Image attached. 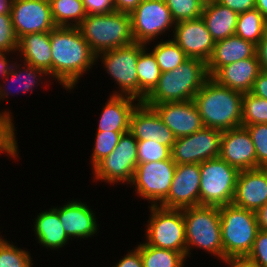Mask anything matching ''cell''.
<instances>
[{
  "instance_id": "b9f144b4",
  "label": "cell",
  "mask_w": 267,
  "mask_h": 267,
  "mask_svg": "<svg viewBox=\"0 0 267 267\" xmlns=\"http://www.w3.org/2000/svg\"><path fill=\"white\" fill-rule=\"evenodd\" d=\"M10 114H0V147H18L13 117Z\"/></svg>"
},
{
  "instance_id": "681fc988",
  "label": "cell",
  "mask_w": 267,
  "mask_h": 267,
  "mask_svg": "<svg viewBox=\"0 0 267 267\" xmlns=\"http://www.w3.org/2000/svg\"><path fill=\"white\" fill-rule=\"evenodd\" d=\"M143 0H113L116 12L131 14Z\"/></svg>"
},
{
  "instance_id": "d4e9b609",
  "label": "cell",
  "mask_w": 267,
  "mask_h": 267,
  "mask_svg": "<svg viewBox=\"0 0 267 267\" xmlns=\"http://www.w3.org/2000/svg\"><path fill=\"white\" fill-rule=\"evenodd\" d=\"M26 63L46 71L51 78L50 32L26 34L19 39L18 50Z\"/></svg>"
},
{
  "instance_id": "7bdbcfd3",
  "label": "cell",
  "mask_w": 267,
  "mask_h": 267,
  "mask_svg": "<svg viewBox=\"0 0 267 267\" xmlns=\"http://www.w3.org/2000/svg\"><path fill=\"white\" fill-rule=\"evenodd\" d=\"M87 15L115 12L113 0H82Z\"/></svg>"
},
{
  "instance_id": "ac0fdd59",
  "label": "cell",
  "mask_w": 267,
  "mask_h": 267,
  "mask_svg": "<svg viewBox=\"0 0 267 267\" xmlns=\"http://www.w3.org/2000/svg\"><path fill=\"white\" fill-rule=\"evenodd\" d=\"M146 105L156 110L163 123L176 138L191 135L204 127L193 100Z\"/></svg>"
},
{
  "instance_id": "d590c367",
  "label": "cell",
  "mask_w": 267,
  "mask_h": 267,
  "mask_svg": "<svg viewBox=\"0 0 267 267\" xmlns=\"http://www.w3.org/2000/svg\"><path fill=\"white\" fill-rule=\"evenodd\" d=\"M175 23L201 17L204 4L200 0H165Z\"/></svg>"
},
{
  "instance_id": "5b68a950",
  "label": "cell",
  "mask_w": 267,
  "mask_h": 267,
  "mask_svg": "<svg viewBox=\"0 0 267 267\" xmlns=\"http://www.w3.org/2000/svg\"><path fill=\"white\" fill-rule=\"evenodd\" d=\"M186 238V258L191 247L208 251L224 259L219 207L194 206L183 209Z\"/></svg>"
},
{
  "instance_id": "ee69618b",
  "label": "cell",
  "mask_w": 267,
  "mask_h": 267,
  "mask_svg": "<svg viewBox=\"0 0 267 267\" xmlns=\"http://www.w3.org/2000/svg\"><path fill=\"white\" fill-rule=\"evenodd\" d=\"M217 2L238 14L255 9V0H218Z\"/></svg>"
},
{
  "instance_id": "7c38bea8",
  "label": "cell",
  "mask_w": 267,
  "mask_h": 267,
  "mask_svg": "<svg viewBox=\"0 0 267 267\" xmlns=\"http://www.w3.org/2000/svg\"><path fill=\"white\" fill-rule=\"evenodd\" d=\"M130 18L135 42L144 45L175 25L165 0H143Z\"/></svg>"
},
{
  "instance_id": "4dcf8cb0",
  "label": "cell",
  "mask_w": 267,
  "mask_h": 267,
  "mask_svg": "<svg viewBox=\"0 0 267 267\" xmlns=\"http://www.w3.org/2000/svg\"><path fill=\"white\" fill-rule=\"evenodd\" d=\"M49 2L56 26L78 27L87 16L82 0H50Z\"/></svg>"
},
{
  "instance_id": "277c9868",
  "label": "cell",
  "mask_w": 267,
  "mask_h": 267,
  "mask_svg": "<svg viewBox=\"0 0 267 267\" xmlns=\"http://www.w3.org/2000/svg\"><path fill=\"white\" fill-rule=\"evenodd\" d=\"M91 51L97 56L104 51L135 42L130 14L113 12L87 15L78 26Z\"/></svg>"
},
{
  "instance_id": "1f68e13d",
  "label": "cell",
  "mask_w": 267,
  "mask_h": 267,
  "mask_svg": "<svg viewBox=\"0 0 267 267\" xmlns=\"http://www.w3.org/2000/svg\"><path fill=\"white\" fill-rule=\"evenodd\" d=\"M137 247L140 249L143 267H184L186 257L180 252L156 248L146 242Z\"/></svg>"
},
{
  "instance_id": "f6af8a7d",
  "label": "cell",
  "mask_w": 267,
  "mask_h": 267,
  "mask_svg": "<svg viewBox=\"0 0 267 267\" xmlns=\"http://www.w3.org/2000/svg\"><path fill=\"white\" fill-rule=\"evenodd\" d=\"M112 267H143L140 249L135 247L134 250H131L127 253L122 259Z\"/></svg>"
},
{
  "instance_id": "e575fe53",
  "label": "cell",
  "mask_w": 267,
  "mask_h": 267,
  "mask_svg": "<svg viewBox=\"0 0 267 267\" xmlns=\"http://www.w3.org/2000/svg\"><path fill=\"white\" fill-rule=\"evenodd\" d=\"M8 242L0 237V267H32L30 253Z\"/></svg>"
},
{
  "instance_id": "44dd1931",
  "label": "cell",
  "mask_w": 267,
  "mask_h": 267,
  "mask_svg": "<svg viewBox=\"0 0 267 267\" xmlns=\"http://www.w3.org/2000/svg\"><path fill=\"white\" fill-rule=\"evenodd\" d=\"M53 209L58 213L61 225L70 239L88 238L94 236L98 231L95 213L87 204L79 201H69L63 207Z\"/></svg>"
},
{
  "instance_id": "4fadbf2b",
  "label": "cell",
  "mask_w": 267,
  "mask_h": 267,
  "mask_svg": "<svg viewBox=\"0 0 267 267\" xmlns=\"http://www.w3.org/2000/svg\"><path fill=\"white\" fill-rule=\"evenodd\" d=\"M222 131L203 127L187 136L178 137L171 148V157L176 164H200L220 156Z\"/></svg>"
},
{
  "instance_id": "5bb4252c",
  "label": "cell",
  "mask_w": 267,
  "mask_h": 267,
  "mask_svg": "<svg viewBox=\"0 0 267 267\" xmlns=\"http://www.w3.org/2000/svg\"><path fill=\"white\" fill-rule=\"evenodd\" d=\"M10 14L18 39L30 33L50 32L56 27L48 0H12Z\"/></svg>"
},
{
  "instance_id": "7402d4cb",
  "label": "cell",
  "mask_w": 267,
  "mask_h": 267,
  "mask_svg": "<svg viewBox=\"0 0 267 267\" xmlns=\"http://www.w3.org/2000/svg\"><path fill=\"white\" fill-rule=\"evenodd\" d=\"M261 72L257 55L222 66L211 78L219 85L249 93Z\"/></svg>"
},
{
  "instance_id": "484cf974",
  "label": "cell",
  "mask_w": 267,
  "mask_h": 267,
  "mask_svg": "<svg viewBox=\"0 0 267 267\" xmlns=\"http://www.w3.org/2000/svg\"><path fill=\"white\" fill-rule=\"evenodd\" d=\"M238 13L218 2L203 6L202 19L206 24L212 39L217 42L235 35Z\"/></svg>"
},
{
  "instance_id": "8d00e7d4",
  "label": "cell",
  "mask_w": 267,
  "mask_h": 267,
  "mask_svg": "<svg viewBox=\"0 0 267 267\" xmlns=\"http://www.w3.org/2000/svg\"><path fill=\"white\" fill-rule=\"evenodd\" d=\"M126 132H96L95 144L91 158L92 168L117 146L120 137Z\"/></svg>"
},
{
  "instance_id": "8fae6325",
  "label": "cell",
  "mask_w": 267,
  "mask_h": 267,
  "mask_svg": "<svg viewBox=\"0 0 267 267\" xmlns=\"http://www.w3.org/2000/svg\"><path fill=\"white\" fill-rule=\"evenodd\" d=\"M176 169L172 157L161 161L138 163L130 185L142 199L159 206L168 196Z\"/></svg>"
},
{
  "instance_id": "bcb514c9",
  "label": "cell",
  "mask_w": 267,
  "mask_h": 267,
  "mask_svg": "<svg viewBox=\"0 0 267 267\" xmlns=\"http://www.w3.org/2000/svg\"><path fill=\"white\" fill-rule=\"evenodd\" d=\"M250 93L267 100V72L261 71L258 74Z\"/></svg>"
},
{
  "instance_id": "f1b7e54d",
  "label": "cell",
  "mask_w": 267,
  "mask_h": 267,
  "mask_svg": "<svg viewBox=\"0 0 267 267\" xmlns=\"http://www.w3.org/2000/svg\"><path fill=\"white\" fill-rule=\"evenodd\" d=\"M21 65H24V66H22L20 68ZM20 66H19V64L17 65L15 62L12 63V68L10 69V71L7 73V75L5 76V78L3 80L5 82H6V80L7 81L9 80V83L10 84L12 83L14 86L18 85V83H19V87L21 88V86H22V88H21L22 90L20 89L21 92L32 91L33 87H35L37 84H39L38 81L40 82V80L42 79L41 77H44V75H46V76L49 75L46 71L39 69V68H36L35 66L28 65L26 63L20 64ZM8 86L6 88L4 86V84L3 85L0 84V99H2V98L5 99V97L7 98L9 96V94L11 95L12 92L10 93V90L13 91V89H10L11 87L8 88ZM7 89H10V90H7ZM17 92L19 93V91H16V93Z\"/></svg>"
},
{
  "instance_id": "836d02e7",
  "label": "cell",
  "mask_w": 267,
  "mask_h": 267,
  "mask_svg": "<svg viewBox=\"0 0 267 267\" xmlns=\"http://www.w3.org/2000/svg\"><path fill=\"white\" fill-rule=\"evenodd\" d=\"M252 124H267V100L252 93H243L242 127Z\"/></svg>"
},
{
  "instance_id": "f907efd6",
  "label": "cell",
  "mask_w": 267,
  "mask_h": 267,
  "mask_svg": "<svg viewBox=\"0 0 267 267\" xmlns=\"http://www.w3.org/2000/svg\"><path fill=\"white\" fill-rule=\"evenodd\" d=\"M259 229L267 231V202L256 212Z\"/></svg>"
},
{
  "instance_id": "d6a6232c",
  "label": "cell",
  "mask_w": 267,
  "mask_h": 267,
  "mask_svg": "<svg viewBox=\"0 0 267 267\" xmlns=\"http://www.w3.org/2000/svg\"><path fill=\"white\" fill-rule=\"evenodd\" d=\"M151 52L155 56L161 72L177 68L188 58L173 39L160 41Z\"/></svg>"
},
{
  "instance_id": "6f0895ef",
  "label": "cell",
  "mask_w": 267,
  "mask_h": 267,
  "mask_svg": "<svg viewBox=\"0 0 267 267\" xmlns=\"http://www.w3.org/2000/svg\"><path fill=\"white\" fill-rule=\"evenodd\" d=\"M0 114H10V115H12L11 112H9V111H4L2 113L0 112Z\"/></svg>"
},
{
  "instance_id": "74e56055",
  "label": "cell",
  "mask_w": 267,
  "mask_h": 267,
  "mask_svg": "<svg viewBox=\"0 0 267 267\" xmlns=\"http://www.w3.org/2000/svg\"><path fill=\"white\" fill-rule=\"evenodd\" d=\"M138 163H148L151 161H161L171 158V149L153 140L137 141Z\"/></svg>"
},
{
  "instance_id": "db71d44e",
  "label": "cell",
  "mask_w": 267,
  "mask_h": 267,
  "mask_svg": "<svg viewBox=\"0 0 267 267\" xmlns=\"http://www.w3.org/2000/svg\"><path fill=\"white\" fill-rule=\"evenodd\" d=\"M12 0H0V14H10Z\"/></svg>"
},
{
  "instance_id": "ffe728a7",
  "label": "cell",
  "mask_w": 267,
  "mask_h": 267,
  "mask_svg": "<svg viewBox=\"0 0 267 267\" xmlns=\"http://www.w3.org/2000/svg\"><path fill=\"white\" fill-rule=\"evenodd\" d=\"M266 202L267 168L240 171L233 204L257 212Z\"/></svg>"
},
{
  "instance_id": "8992f818",
  "label": "cell",
  "mask_w": 267,
  "mask_h": 267,
  "mask_svg": "<svg viewBox=\"0 0 267 267\" xmlns=\"http://www.w3.org/2000/svg\"><path fill=\"white\" fill-rule=\"evenodd\" d=\"M224 258L248 256L259 231L256 212L232 204L219 207Z\"/></svg>"
},
{
  "instance_id": "9a60e30c",
  "label": "cell",
  "mask_w": 267,
  "mask_h": 267,
  "mask_svg": "<svg viewBox=\"0 0 267 267\" xmlns=\"http://www.w3.org/2000/svg\"><path fill=\"white\" fill-rule=\"evenodd\" d=\"M200 164H176L167 198L159 205L169 209L199 206Z\"/></svg>"
},
{
  "instance_id": "9c48e42d",
  "label": "cell",
  "mask_w": 267,
  "mask_h": 267,
  "mask_svg": "<svg viewBox=\"0 0 267 267\" xmlns=\"http://www.w3.org/2000/svg\"><path fill=\"white\" fill-rule=\"evenodd\" d=\"M140 55V43L134 42L131 45L119 47L113 50L104 51L96 56L100 57L107 73L111 75L119 86V92L112 95L129 96L139 102V84L137 76V60ZM121 91V92H120Z\"/></svg>"
},
{
  "instance_id": "60d3db41",
  "label": "cell",
  "mask_w": 267,
  "mask_h": 267,
  "mask_svg": "<svg viewBox=\"0 0 267 267\" xmlns=\"http://www.w3.org/2000/svg\"><path fill=\"white\" fill-rule=\"evenodd\" d=\"M248 257L260 267H267V231L259 229Z\"/></svg>"
},
{
  "instance_id": "f35d334b",
  "label": "cell",
  "mask_w": 267,
  "mask_h": 267,
  "mask_svg": "<svg viewBox=\"0 0 267 267\" xmlns=\"http://www.w3.org/2000/svg\"><path fill=\"white\" fill-rule=\"evenodd\" d=\"M251 135L256 152V169L267 168V124L245 126Z\"/></svg>"
},
{
  "instance_id": "4316f807",
  "label": "cell",
  "mask_w": 267,
  "mask_h": 267,
  "mask_svg": "<svg viewBox=\"0 0 267 267\" xmlns=\"http://www.w3.org/2000/svg\"><path fill=\"white\" fill-rule=\"evenodd\" d=\"M33 229L38 243L45 248L56 250L64 247L69 240L61 225L59 215L53 208L37 215Z\"/></svg>"
},
{
  "instance_id": "7dc6e473",
  "label": "cell",
  "mask_w": 267,
  "mask_h": 267,
  "mask_svg": "<svg viewBox=\"0 0 267 267\" xmlns=\"http://www.w3.org/2000/svg\"><path fill=\"white\" fill-rule=\"evenodd\" d=\"M256 55L263 72H267V32L256 45Z\"/></svg>"
},
{
  "instance_id": "d6986e66",
  "label": "cell",
  "mask_w": 267,
  "mask_h": 267,
  "mask_svg": "<svg viewBox=\"0 0 267 267\" xmlns=\"http://www.w3.org/2000/svg\"><path fill=\"white\" fill-rule=\"evenodd\" d=\"M239 171L256 169V152L245 127L222 131L220 156Z\"/></svg>"
},
{
  "instance_id": "816d5d0a",
  "label": "cell",
  "mask_w": 267,
  "mask_h": 267,
  "mask_svg": "<svg viewBox=\"0 0 267 267\" xmlns=\"http://www.w3.org/2000/svg\"><path fill=\"white\" fill-rule=\"evenodd\" d=\"M5 52H0V76L1 78H5L7 73L10 71L12 68V64L10 61H8L7 57L5 56ZM7 59V60H6ZM11 64V65H10ZM1 84V83H0Z\"/></svg>"
},
{
  "instance_id": "7a4b0ae2",
  "label": "cell",
  "mask_w": 267,
  "mask_h": 267,
  "mask_svg": "<svg viewBox=\"0 0 267 267\" xmlns=\"http://www.w3.org/2000/svg\"><path fill=\"white\" fill-rule=\"evenodd\" d=\"M243 93L219 85L209 77L194 96L204 127L230 130L242 126Z\"/></svg>"
},
{
  "instance_id": "52a82bcc",
  "label": "cell",
  "mask_w": 267,
  "mask_h": 267,
  "mask_svg": "<svg viewBox=\"0 0 267 267\" xmlns=\"http://www.w3.org/2000/svg\"><path fill=\"white\" fill-rule=\"evenodd\" d=\"M239 172L220 157L201 162L199 206L232 204Z\"/></svg>"
},
{
  "instance_id": "f5cc1de1",
  "label": "cell",
  "mask_w": 267,
  "mask_h": 267,
  "mask_svg": "<svg viewBox=\"0 0 267 267\" xmlns=\"http://www.w3.org/2000/svg\"><path fill=\"white\" fill-rule=\"evenodd\" d=\"M255 9L259 10L267 20V0H255Z\"/></svg>"
},
{
  "instance_id": "6da1fadb",
  "label": "cell",
  "mask_w": 267,
  "mask_h": 267,
  "mask_svg": "<svg viewBox=\"0 0 267 267\" xmlns=\"http://www.w3.org/2000/svg\"><path fill=\"white\" fill-rule=\"evenodd\" d=\"M51 78L68 90L97 62L78 27L56 26L50 31Z\"/></svg>"
},
{
  "instance_id": "c3c4849f",
  "label": "cell",
  "mask_w": 267,
  "mask_h": 267,
  "mask_svg": "<svg viewBox=\"0 0 267 267\" xmlns=\"http://www.w3.org/2000/svg\"><path fill=\"white\" fill-rule=\"evenodd\" d=\"M229 267H260L255 261L248 256H229L223 260Z\"/></svg>"
},
{
  "instance_id": "e0dca14e",
  "label": "cell",
  "mask_w": 267,
  "mask_h": 267,
  "mask_svg": "<svg viewBox=\"0 0 267 267\" xmlns=\"http://www.w3.org/2000/svg\"><path fill=\"white\" fill-rule=\"evenodd\" d=\"M129 132L137 141L153 140L170 149L175 143L173 132L163 123L156 110L138 102L130 116Z\"/></svg>"
},
{
  "instance_id": "f546056e",
  "label": "cell",
  "mask_w": 267,
  "mask_h": 267,
  "mask_svg": "<svg viewBox=\"0 0 267 267\" xmlns=\"http://www.w3.org/2000/svg\"><path fill=\"white\" fill-rule=\"evenodd\" d=\"M267 32V20L257 9L238 15L235 35L255 45Z\"/></svg>"
},
{
  "instance_id": "11a10c76",
  "label": "cell",
  "mask_w": 267,
  "mask_h": 267,
  "mask_svg": "<svg viewBox=\"0 0 267 267\" xmlns=\"http://www.w3.org/2000/svg\"><path fill=\"white\" fill-rule=\"evenodd\" d=\"M18 147H0V153H6L12 158L19 157Z\"/></svg>"
},
{
  "instance_id": "3957f363",
  "label": "cell",
  "mask_w": 267,
  "mask_h": 267,
  "mask_svg": "<svg viewBox=\"0 0 267 267\" xmlns=\"http://www.w3.org/2000/svg\"><path fill=\"white\" fill-rule=\"evenodd\" d=\"M208 78L207 64L203 60L187 58L177 68L162 72L158 85L143 102L159 104L193 100Z\"/></svg>"
},
{
  "instance_id": "cb8c5ba5",
  "label": "cell",
  "mask_w": 267,
  "mask_h": 267,
  "mask_svg": "<svg viewBox=\"0 0 267 267\" xmlns=\"http://www.w3.org/2000/svg\"><path fill=\"white\" fill-rule=\"evenodd\" d=\"M137 99L129 96L110 95L105 103L97 132H129L130 116L136 107Z\"/></svg>"
},
{
  "instance_id": "2e32d148",
  "label": "cell",
  "mask_w": 267,
  "mask_h": 267,
  "mask_svg": "<svg viewBox=\"0 0 267 267\" xmlns=\"http://www.w3.org/2000/svg\"><path fill=\"white\" fill-rule=\"evenodd\" d=\"M173 33V40L188 58H197L205 63L210 60L215 41L202 17L175 23Z\"/></svg>"
},
{
  "instance_id": "30bf717a",
  "label": "cell",
  "mask_w": 267,
  "mask_h": 267,
  "mask_svg": "<svg viewBox=\"0 0 267 267\" xmlns=\"http://www.w3.org/2000/svg\"><path fill=\"white\" fill-rule=\"evenodd\" d=\"M137 140L130 133H124L115 149L92 169L95 179L107 183L132 182L138 164Z\"/></svg>"
},
{
  "instance_id": "ab89813d",
  "label": "cell",
  "mask_w": 267,
  "mask_h": 267,
  "mask_svg": "<svg viewBox=\"0 0 267 267\" xmlns=\"http://www.w3.org/2000/svg\"><path fill=\"white\" fill-rule=\"evenodd\" d=\"M19 39L16 36L11 14H0V52H16Z\"/></svg>"
},
{
  "instance_id": "603a6c76",
  "label": "cell",
  "mask_w": 267,
  "mask_h": 267,
  "mask_svg": "<svg viewBox=\"0 0 267 267\" xmlns=\"http://www.w3.org/2000/svg\"><path fill=\"white\" fill-rule=\"evenodd\" d=\"M256 55V45L239 36H229L215 42L214 50L207 64V73L212 77L222 66Z\"/></svg>"
},
{
  "instance_id": "9f6ffc18",
  "label": "cell",
  "mask_w": 267,
  "mask_h": 267,
  "mask_svg": "<svg viewBox=\"0 0 267 267\" xmlns=\"http://www.w3.org/2000/svg\"><path fill=\"white\" fill-rule=\"evenodd\" d=\"M204 5L208 3L217 2L218 0H200Z\"/></svg>"
},
{
  "instance_id": "83f0119b",
  "label": "cell",
  "mask_w": 267,
  "mask_h": 267,
  "mask_svg": "<svg viewBox=\"0 0 267 267\" xmlns=\"http://www.w3.org/2000/svg\"><path fill=\"white\" fill-rule=\"evenodd\" d=\"M146 47V45L140 44V55L136 64L139 84V102H143L158 85L162 73L155 56L152 52L148 53Z\"/></svg>"
},
{
  "instance_id": "ba28073f",
  "label": "cell",
  "mask_w": 267,
  "mask_h": 267,
  "mask_svg": "<svg viewBox=\"0 0 267 267\" xmlns=\"http://www.w3.org/2000/svg\"><path fill=\"white\" fill-rule=\"evenodd\" d=\"M149 209L151 215L146 225L145 242L156 248L180 252L186 257L183 209L151 205Z\"/></svg>"
}]
</instances>
